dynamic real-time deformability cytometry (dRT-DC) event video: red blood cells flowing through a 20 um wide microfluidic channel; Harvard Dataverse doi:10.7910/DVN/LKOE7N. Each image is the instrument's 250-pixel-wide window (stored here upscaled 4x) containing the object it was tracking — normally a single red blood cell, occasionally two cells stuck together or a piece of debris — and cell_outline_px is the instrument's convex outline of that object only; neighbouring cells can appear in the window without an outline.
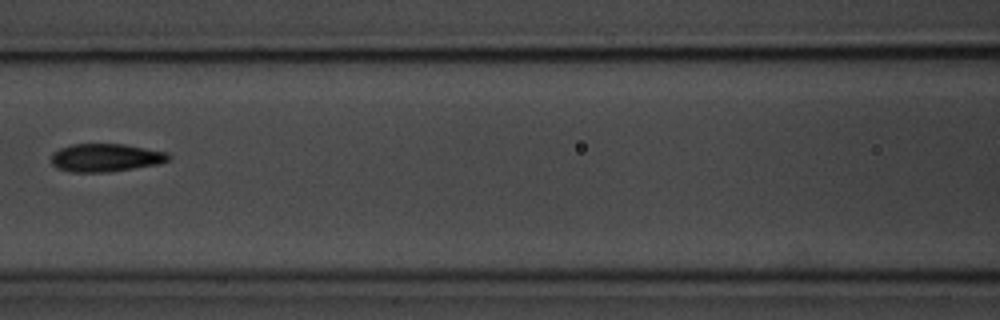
{"species": "common noctule bat (a hibernating species)", "species_latin": "Nyctalus noctula", "temperature_condition": "room temperature", "stored_images_in_passage": 3, "camera_frame_rate_fps": 3000, "um_per_image_px": 0.085, "animal": {"sex": "male", "body_mass_g": 20.1, "forearm_length_mm": 53.5}, "frame": {"image": 1, "passage_image": 3, "time_ms": 2.333, "image_size_px": [1000, 320], "cell_outline_px": [[172, 156], [168, 160], [160, 164], [108, 172], [72, 172], [56, 168], [52, 164], [52, 152], [60, 148], [72, 144], [124, 144], [168, 152]], "centroid_in_image_um": [8.99, 13.4], "position_along_channel_um": 157.6, "area_um2": 19.31}}